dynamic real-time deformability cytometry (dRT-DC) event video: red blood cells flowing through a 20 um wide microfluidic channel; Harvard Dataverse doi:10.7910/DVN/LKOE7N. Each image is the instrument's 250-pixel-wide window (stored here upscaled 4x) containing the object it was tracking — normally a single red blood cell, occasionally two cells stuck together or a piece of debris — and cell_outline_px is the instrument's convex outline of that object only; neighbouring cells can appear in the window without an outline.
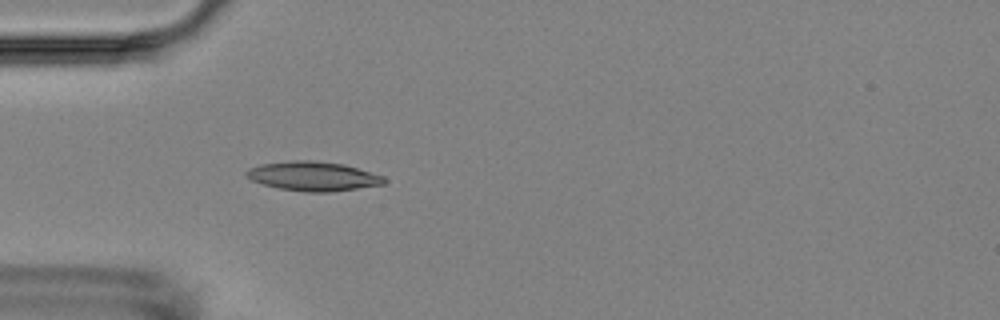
{"species": "Egyptian fruit bat (a non-hibernating species)", "species_latin": "Rousettus aegyptiacus", "temperature_condition": "room temperature", "stored_images_in_passage": 3, "camera_frame_rate_fps": 3000, "um_per_image_px": 0.085, "animal": {"sex": "female"}, "frame": {"image": 1, "passage_image": 3, "time_ms": 3.333, "image_size_px": [1000, 320], "cell_outline_px": [[388, 180], [384, 184], [332, 192], [304, 192], [276, 188], [252, 180], [244, 176], [244, 172], [248, 168], [260, 164], [292, 160], [316, 160], [344, 164], [384, 176]], "centroid_in_image_um": [26.59, 14.97], "position_along_channel_um": 58.4, "area_um2": 23.81}}